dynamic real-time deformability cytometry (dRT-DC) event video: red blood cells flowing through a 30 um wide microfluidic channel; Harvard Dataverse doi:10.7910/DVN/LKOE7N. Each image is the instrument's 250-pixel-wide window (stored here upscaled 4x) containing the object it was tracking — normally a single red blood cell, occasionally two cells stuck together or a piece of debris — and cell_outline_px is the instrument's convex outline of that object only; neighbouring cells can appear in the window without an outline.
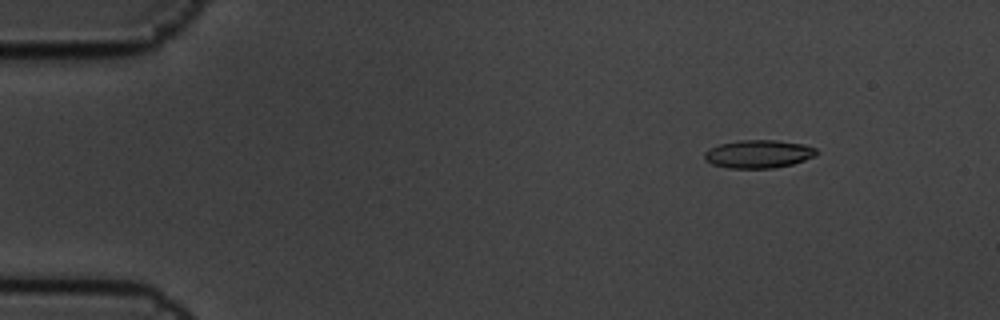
{"species": "common noctule bat (a hibernating species)", "species_latin": "Nyctalus noctula", "temperature_condition": "cold", "stored_images_in_passage": 7, "camera_frame_rate_fps": 3000, "um_per_image_px": 0.085, "animal": {"sex": "male", "body_mass_g": 19.5, "forearm_length_mm": 54.6}, "frame": {"image": 1, "passage_image": 3, "time_ms": 0.667, "image_size_px": [1000, 320], "cell_outline_px": [[820, 152], [816, 156], [792, 164], [772, 168], [728, 168], [712, 164], [704, 160], [704, 152], [708, 148], [720, 144], [740, 140], [776, 140], [804, 144], [816, 148]], "centroid_in_image_um": [64.47, 13.08], "position_along_channel_um": 20.5, "area_um2": 18.5}}